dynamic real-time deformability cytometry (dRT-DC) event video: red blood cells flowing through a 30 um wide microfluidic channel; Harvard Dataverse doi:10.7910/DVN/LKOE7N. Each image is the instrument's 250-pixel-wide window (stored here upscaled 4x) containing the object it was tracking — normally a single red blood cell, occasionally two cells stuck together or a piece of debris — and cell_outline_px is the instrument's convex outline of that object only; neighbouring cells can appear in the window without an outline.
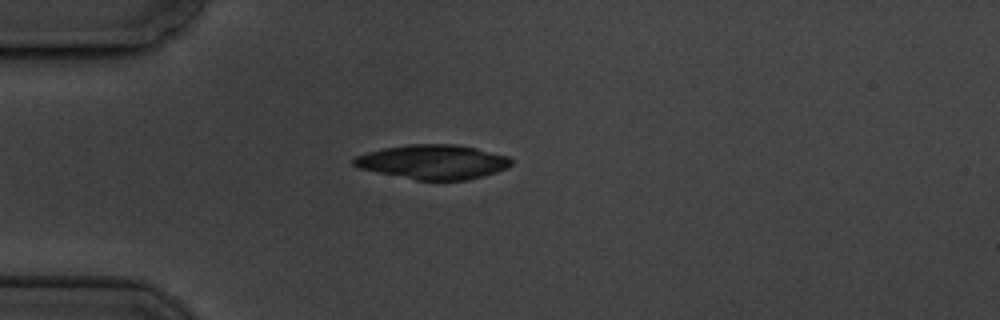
{"species": "common noctule bat (a hibernating species)", "species_latin": "Nyctalus noctula", "temperature_condition": "cold", "stored_images_in_passage": 12, "camera_frame_rate_fps": 3000, "um_per_image_px": 0.085, "animal": {"sex": "male", "body_mass_g": 19.5, "forearm_length_mm": 54.6}, "frame": {"image": 1, "passage_image": 3, "time_ms": 3.0, "image_size_px": [1000, 320], "cell_outline_px": [[512, 164], [496, 172], [468, 180], [416, 180], [356, 168], [352, 164], [352, 160], [356, 156], [368, 152], [384, 148], [408, 144], [456, 144], [476, 148], [508, 156], [512, 160]], "centroid_in_image_um": [36.77, 13.76], "position_along_channel_um": 48.2, "area_um2": 31.56}}
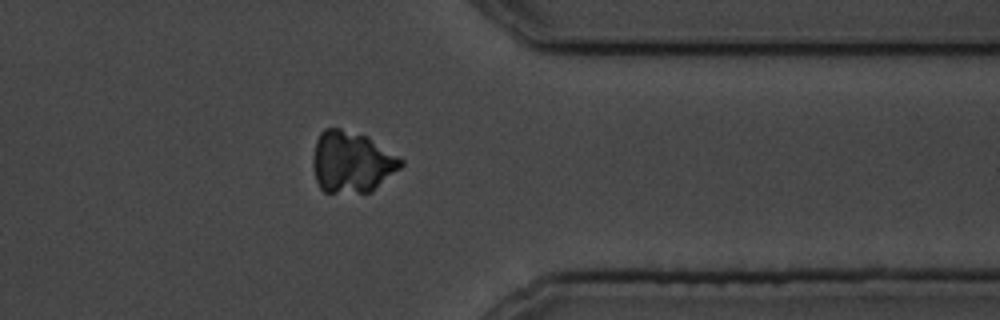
{"frame": {"image": 2, "passage_image": 12, "time_ms": 13.333, "image_size_px": [1000, 320], "cell_outline_px": [[404, 164], [400, 168], [372, 192], [324, 192], [320, 188], [316, 180], [312, 164], [312, 156], [316, 140], [320, 132], [324, 128], [340, 128], [368, 136], [404, 160]], "centroid_in_image_um": [29.88, 13.76], "position_along_channel_um": 381.5, "area_um2": 31.62}}